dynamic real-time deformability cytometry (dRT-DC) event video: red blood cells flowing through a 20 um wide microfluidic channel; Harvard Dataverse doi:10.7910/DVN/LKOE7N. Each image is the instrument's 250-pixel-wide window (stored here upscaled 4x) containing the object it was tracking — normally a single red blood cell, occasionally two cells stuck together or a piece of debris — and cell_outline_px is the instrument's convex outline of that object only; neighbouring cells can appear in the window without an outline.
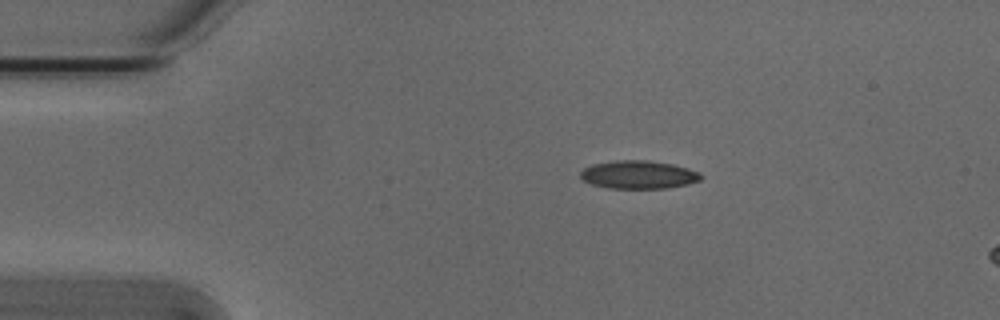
{"species": "Egyptian fruit bat (a non-hibernating species)", "species_latin": "Rousettus aegyptiacus", "temperature_condition": "cold", "stored_images_in_passage": 7, "camera_frame_rate_fps": 3000, "um_per_image_px": 0.085, "animal": {"sex": "male"}, "frame": {"image": 1, "passage_image": 1, "time_ms": 0.0, "image_size_px": [1000, 320], "cell_outline_px": [[704, 176], [700, 180], [688, 184], [668, 188], [608, 188], [592, 184], [584, 180], [580, 176], [580, 172], [584, 168], [592, 164], [616, 160], [648, 160], [672, 164], [688, 168], [700, 172]], "centroid_in_image_um": [54.3, 14.84], "position_along_channel_um": 30.7, "area_um2": 19.83}}